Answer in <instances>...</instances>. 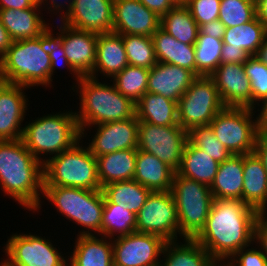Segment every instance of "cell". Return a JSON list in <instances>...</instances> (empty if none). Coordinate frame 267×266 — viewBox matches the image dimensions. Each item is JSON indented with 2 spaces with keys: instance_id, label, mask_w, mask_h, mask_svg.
<instances>
[{
  "instance_id": "d4e9b609",
  "label": "cell",
  "mask_w": 267,
  "mask_h": 266,
  "mask_svg": "<svg viewBox=\"0 0 267 266\" xmlns=\"http://www.w3.org/2000/svg\"><path fill=\"white\" fill-rule=\"evenodd\" d=\"M242 201L259 213L267 210V173L252 152L244 155Z\"/></svg>"
},
{
  "instance_id": "ffe728a7",
  "label": "cell",
  "mask_w": 267,
  "mask_h": 266,
  "mask_svg": "<svg viewBox=\"0 0 267 266\" xmlns=\"http://www.w3.org/2000/svg\"><path fill=\"white\" fill-rule=\"evenodd\" d=\"M97 33L62 23V43L66 57L80 76H89L96 62Z\"/></svg>"
},
{
  "instance_id": "816d5d0a",
  "label": "cell",
  "mask_w": 267,
  "mask_h": 266,
  "mask_svg": "<svg viewBox=\"0 0 267 266\" xmlns=\"http://www.w3.org/2000/svg\"><path fill=\"white\" fill-rule=\"evenodd\" d=\"M253 152L261 160L267 173V134L258 133Z\"/></svg>"
},
{
  "instance_id": "ee69618b",
  "label": "cell",
  "mask_w": 267,
  "mask_h": 266,
  "mask_svg": "<svg viewBox=\"0 0 267 266\" xmlns=\"http://www.w3.org/2000/svg\"><path fill=\"white\" fill-rule=\"evenodd\" d=\"M221 0H184L198 26L217 20Z\"/></svg>"
},
{
  "instance_id": "d6986e66",
  "label": "cell",
  "mask_w": 267,
  "mask_h": 266,
  "mask_svg": "<svg viewBox=\"0 0 267 266\" xmlns=\"http://www.w3.org/2000/svg\"><path fill=\"white\" fill-rule=\"evenodd\" d=\"M225 107L252 108L251 83L244 71V63L221 64L210 75Z\"/></svg>"
},
{
  "instance_id": "603a6c76",
  "label": "cell",
  "mask_w": 267,
  "mask_h": 266,
  "mask_svg": "<svg viewBox=\"0 0 267 266\" xmlns=\"http://www.w3.org/2000/svg\"><path fill=\"white\" fill-rule=\"evenodd\" d=\"M75 238L68 266H113L112 239L101 235H77Z\"/></svg>"
},
{
  "instance_id": "9c48e42d",
  "label": "cell",
  "mask_w": 267,
  "mask_h": 266,
  "mask_svg": "<svg viewBox=\"0 0 267 266\" xmlns=\"http://www.w3.org/2000/svg\"><path fill=\"white\" fill-rule=\"evenodd\" d=\"M255 113L253 108L224 107L209 125L231 154H249L254 151L258 135Z\"/></svg>"
},
{
  "instance_id": "9f6ffc18",
  "label": "cell",
  "mask_w": 267,
  "mask_h": 266,
  "mask_svg": "<svg viewBox=\"0 0 267 266\" xmlns=\"http://www.w3.org/2000/svg\"><path fill=\"white\" fill-rule=\"evenodd\" d=\"M256 17L267 28V0H259L256 2Z\"/></svg>"
},
{
  "instance_id": "44dd1931",
  "label": "cell",
  "mask_w": 267,
  "mask_h": 266,
  "mask_svg": "<svg viewBox=\"0 0 267 266\" xmlns=\"http://www.w3.org/2000/svg\"><path fill=\"white\" fill-rule=\"evenodd\" d=\"M195 78L190 70L157 62L149 70L147 92L178 102Z\"/></svg>"
},
{
  "instance_id": "cb8c5ba5",
  "label": "cell",
  "mask_w": 267,
  "mask_h": 266,
  "mask_svg": "<svg viewBox=\"0 0 267 266\" xmlns=\"http://www.w3.org/2000/svg\"><path fill=\"white\" fill-rule=\"evenodd\" d=\"M40 9L38 2L32 8L0 10L2 25L13 41L36 38L50 25Z\"/></svg>"
},
{
  "instance_id": "8d00e7d4",
  "label": "cell",
  "mask_w": 267,
  "mask_h": 266,
  "mask_svg": "<svg viewBox=\"0 0 267 266\" xmlns=\"http://www.w3.org/2000/svg\"><path fill=\"white\" fill-rule=\"evenodd\" d=\"M222 39L198 32L195 48L196 77L210 76L221 65Z\"/></svg>"
},
{
  "instance_id": "680465c9",
  "label": "cell",
  "mask_w": 267,
  "mask_h": 266,
  "mask_svg": "<svg viewBox=\"0 0 267 266\" xmlns=\"http://www.w3.org/2000/svg\"><path fill=\"white\" fill-rule=\"evenodd\" d=\"M177 4L184 3V0H174Z\"/></svg>"
},
{
  "instance_id": "836d02e7",
  "label": "cell",
  "mask_w": 267,
  "mask_h": 266,
  "mask_svg": "<svg viewBox=\"0 0 267 266\" xmlns=\"http://www.w3.org/2000/svg\"><path fill=\"white\" fill-rule=\"evenodd\" d=\"M102 192L104 203L127 205L128 210L136 215L152 191L135 180H124L103 186Z\"/></svg>"
},
{
  "instance_id": "f5cc1de1",
  "label": "cell",
  "mask_w": 267,
  "mask_h": 266,
  "mask_svg": "<svg viewBox=\"0 0 267 266\" xmlns=\"http://www.w3.org/2000/svg\"><path fill=\"white\" fill-rule=\"evenodd\" d=\"M38 2L39 0H0V10L32 8Z\"/></svg>"
},
{
  "instance_id": "ba28073f",
  "label": "cell",
  "mask_w": 267,
  "mask_h": 266,
  "mask_svg": "<svg viewBox=\"0 0 267 266\" xmlns=\"http://www.w3.org/2000/svg\"><path fill=\"white\" fill-rule=\"evenodd\" d=\"M170 191L177 208L180 234L194 239L204 228L214 201L210 186L175 172Z\"/></svg>"
},
{
  "instance_id": "52a82bcc",
  "label": "cell",
  "mask_w": 267,
  "mask_h": 266,
  "mask_svg": "<svg viewBox=\"0 0 267 266\" xmlns=\"http://www.w3.org/2000/svg\"><path fill=\"white\" fill-rule=\"evenodd\" d=\"M82 142L84 141L80 139L70 149L51 157L43 164V186L102 190L98 178L97 158Z\"/></svg>"
},
{
  "instance_id": "ac0fdd59",
  "label": "cell",
  "mask_w": 267,
  "mask_h": 266,
  "mask_svg": "<svg viewBox=\"0 0 267 266\" xmlns=\"http://www.w3.org/2000/svg\"><path fill=\"white\" fill-rule=\"evenodd\" d=\"M161 18L138 0H114L113 31L121 35L150 36Z\"/></svg>"
},
{
  "instance_id": "8fae6325",
  "label": "cell",
  "mask_w": 267,
  "mask_h": 266,
  "mask_svg": "<svg viewBox=\"0 0 267 266\" xmlns=\"http://www.w3.org/2000/svg\"><path fill=\"white\" fill-rule=\"evenodd\" d=\"M53 241L36 234L15 233L3 247L6 266H68V258ZM55 246V247H54Z\"/></svg>"
},
{
  "instance_id": "f1b7e54d",
  "label": "cell",
  "mask_w": 267,
  "mask_h": 266,
  "mask_svg": "<svg viewBox=\"0 0 267 266\" xmlns=\"http://www.w3.org/2000/svg\"><path fill=\"white\" fill-rule=\"evenodd\" d=\"M178 241L165 243L159 266H219L195 239Z\"/></svg>"
},
{
  "instance_id": "7a4b0ae2",
  "label": "cell",
  "mask_w": 267,
  "mask_h": 266,
  "mask_svg": "<svg viewBox=\"0 0 267 266\" xmlns=\"http://www.w3.org/2000/svg\"><path fill=\"white\" fill-rule=\"evenodd\" d=\"M43 163L26 148L22 139L0 141V186L4 196L28 211L42 208Z\"/></svg>"
},
{
  "instance_id": "b9f144b4",
  "label": "cell",
  "mask_w": 267,
  "mask_h": 266,
  "mask_svg": "<svg viewBox=\"0 0 267 266\" xmlns=\"http://www.w3.org/2000/svg\"><path fill=\"white\" fill-rule=\"evenodd\" d=\"M256 17V3L252 0H221L218 19L226 28L239 26Z\"/></svg>"
},
{
  "instance_id": "74e56055",
  "label": "cell",
  "mask_w": 267,
  "mask_h": 266,
  "mask_svg": "<svg viewBox=\"0 0 267 266\" xmlns=\"http://www.w3.org/2000/svg\"><path fill=\"white\" fill-rule=\"evenodd\" d=\"M149 70L128 65L109 81L123 96L137 103L147 92Z\"/></svg>"
},
{
  "instance_id": "db71d44e",
  "label": "cell",
  "mask_w": 267,
  "mask_h": 266,
  "mask_svg": "<svg viewBox=\"0 0 267 266\" xmlns=\"http://www.w3.org/2000/svg\"><path fill=\"white\" fill-rule=\"evenodd\" d=\"M256 107H258L256 112L258 111L259 113L256 115L258 133L267 134V99L263 100Z\"/></svg>"
},
{
  "instance_id": "c3c4849f",
  "label": "cell",
  "mask_w": 267,
  "mask_h": 266,
  "mask_svg": "<svg viewBox=\"0 0 267 266\" xmlns=\"http://www.w3.org/2000/svg\"><path fill=\"white\" fill-rule=\"evenodd\" d=\"M250 56L241 48H222L221 64L244 63Z\"/></svg>"
},
{
  "instance_id": "4316f807",
  "label": "cell",
  "mask_w": 267,
  "mask_h": 266,
  "mask_svg": "<svg viewBox=\"0 0 267 266\" xmlns=\"http://www.w3.org/2000/svg\"><path fill=\"white\" fill-rule=\"evenodd\" d=\"M244 155L232 154L219 163L217 174L210 186L214 199L242 200Z\"/></svg>"
},
{
  "instance_id": "f907efd6",
  "label": "cell",
  "mask_w": 267,
  "mask_h": 266,
  "mask_svg": "<svg viewBox=\"0 0 267 266\" xmlns=\"http://www.w3.org/2000/svg\"><path fill=\"white\" fill-rule=\"evenodd\" d=\"M225 29V25L219 19L199 26V31L202 34L209 35L216 39H223Z\"/></svg>"
},
{
  "instance_id": "d590c367",
  "label": "cell",
  "mask_w": 267,
  "mask_h": 266,
  "mask_svg": "<svg viewBox=\"0 0 267 266\" xmlns=\"http://www.w3.org/2000/svg\"><path fill=\"white\" fill-rule=\"evenodd\" d=\"M136 232V215L128 206L104 203L102 236L114 239Z\"/></svg>"
},
{
  "instance_id": "4fadbf2b",
  "label": "cell",
  "mask_w": 267,
  "mask_h": 266,
  "mask_svg": "<svg viewBox=\"0 0 267 266\" xmlns=\"http://www.w3.org/2000/svg\"><path fill=\"white\" fill-rule=\"evenodd\" d=\"M188 131L179 124L158 126L139 121L137 149L153 154L175 172L181 164Z\"/></svg>"
},
{
  "instance_id": "7c38bea8",
  "label": "cell",
  "mask_w": 267,
  "mask_h": 266,
  "mask_svg": "<svg viewBox=\"0 0 267 266\" xmlns=\"http://www.w3.org/2000/svg\"><path fill=\"white\" fill-rule=\"evenodd\" d=\"M136 232L154 234L165 241L185 239L180 234L177 208L171 191L151 192L136 214ZM179 237H178V236Z\"/></svg>"
},
{
  "instance_id": "e0dca14e",
  "label": "cell",
  "mask_w": 267,
  "mask_h": 266,
  "mask_svg": "<svg viewBox=\"0 0 267 266\" xmlns=\"http://www.w3.org/2000/svg\"><path fill=\"white\" fill-rule=\"evenodd\" d=\"M114 0H73L60 21L75 29L102 34L113 31Z\"/></svg>"
},
{
  "instance_id": "11a10c76",
  "label": "cell",
  "mask_w": 267,
  "mask_h": 266,
  "mask_svg": "<svg viewBox=\"0 0 267 266\" xmlns=\"http://www.w3.org/2000/svg\"><path fill=\"white\" fill-rule=\"evenodd\" d=\"M13 40L11 39L7 29L2 25L0 20V58L11 47Z\"/></svg>"
},
{
  "instance_id": "484cf974",
  "label": "cell",
  "mask_w": 267,
  "mask_h": 266,
  "mask_svg": "<svg viewBox=\"0 0 267 266\" xmlns=\"http://www.w3.org/2000/svg\"><path fill=\"white\" fill-rule=\"evenodd\" d=\"M175 171L153 154L137 149L133 180L152 192L170 191Z\"/></svg>"
},
{
  "instance_id": "83f0119b",
  "label": "cell",
  "mask_w": 267,
  "mask_h": 266,
  "mask_svg": "<svg viewBox=\"0 0 267 266\" xmlns=\"http://www.w3.org/2000/svg\"><path fill=\"white\" fill-rule=\"evenodd\" d=\"M157 62L190 70L196 76L194 45H187L169 35L161 27L152 35Z\"/></svg>"
},
{
  "instance_id": "1f68e13d",
  "label": "cell",
  "mask_w": 267,
  "mask_h": 266,
  "mask_svg": "<svg viewBox=\"0 0 267 266\" xmlns=\"http://www.w3.org/2000/svg\"><path fill=\"white\" fill-rule=\"evenodd\" d=\"M218 167L219 163L217 161L208 156L205 151L193 146L187 141L181 158L180 167L176 173L211 186L217 174Z\"/></svg>"
},
{
  "instance_id": "5bb4252c",
  "label": "cell",
  "mask_w": 267,
  "mask_h": 266,
  "mask_svg": "<svg viewBox=\"0 0 267 266\" xmlns=\"http://www.w3.org/2000/svg\"><path fill=\"white\" fill-rule=\"evenodd\" d=\"M166 242L158 235L139 232L114 238L113 266H159Z\"/></svg>"
},
{
  "instance_id": "60d3db41",
  "label": "cell",
  "mask_w": 267,
  "mask_h": 266,
  "mask_svg": "<svg viewBox=\"0 0 267 266\" xmlns=\"http://www.w3.org/2000/svg\"><path fill=\"white\" fill-rule=\"evenodd\" d=\"M188 141L195 147L205 151L218 163L227 160L232 154L216 138L210 125L194 126L188 131Z\"/></svg>"
},
{
  "instance_id": "30bf717a",
  "label": "cell",
  "mask_w": 267,
  "mask_h": 266,
  "mask_svg": "<svg viewBox=\"0 0 267 266\" xmlns=\"http://www.w3.org/2000/svg\"><path fill=\"white\" fill-rule=\"evenodd\" d=\"M225 107L210 76H197L177 102L178 124L189 131L209 125Z\"/></svg>"
},
{
  "instance_id": "ab89813d",
  "label": "cell",
  "mask_w": 267,
  "mask_h": 266,
  "mask_svg": "<svg viewBox=\"0 0 267 266\" xmlns=\"http://www.w3.org/2000/svg\"><path fill=\"white\" fill-rule=\"evenodd\" d=\"M122 39L129 65L151 69L157 64L152 37L122 35Z\"/></svg>"
},
{
  "instance_id": "bcb514c9",
  "label": "cell",
  "mask_w": 267,
  "mask_h": 266,
  "mask_svg": "<svg viewBox=\"0 0 267 266\" xmlns=\"http://www.w3.org/2000/svg\"><path fill=\"white\" fill-rule=\"evenodd\" d=\"M254 244L267 258V214L259 213L254 226Z\"/></svg>"
},
{
  "instance_id": "4dcf8cb0",
  "label": "cell",
  "mask_w": 267,
  "mask_h": 266,
  "mask_svg": "<svg viewBox=\"0 0 267 266\" xmlns=\"http://www.w3.org/2000/svg\"><path fill=\"white\" fill-rule=\"evenodd\" d=\"M136 116L139 121L158 126L178 125L177 102L146 92L136 103Z\"/></svg>"
},
{
  "instance_id": "f35d334b",
  "label": "cell",
  "mask_w": 267,
  "mask_h": 266,
  "mask_svg": "<svg viewBox=\"0 0 267 266\" xmlns=\"http://www.w3.org/2000/svg\"><path fill=\"white\" fill-rule=\"evenodd\" d=\"M59 23V25L57 23L56 27V29H58V32H54L55 30L53 29V27L55 26H52V24H50L51 26H48L40 34L41 48L44 52L49 54L51 59V87L53 86L52 82L54 78L52 76H54V73L56 72L55 70L58 69L60 65H63V67L69 70V72H71L70 74L73 73V78L76 81L75 83H73L74 85L77 84L81 79V76L73 69L66 57L62 43V22ZM61 62H63L64 64H61Z\"/></svg>"
},
{
  "instance_id": "5b68a950",
  "label": "cell",
  "mask_w": 267,
  "mask_h": 266,
  "mask_svg": "<svg viewBox=\"0 0 267 266\" xmlns=\"http://www.w3.org/2000/svg\"><path fill=\"white\" fill-rule=\"evenodd\" d=\"M0 74L4 82L32 87H51V59L36 38L13 41L0 58Z\"/></svg>"
},
{
  "instance_id": "7dc6e473",
  "label": "cell",
  "mask_w": 267,
  "mask_h": 266,
  "mask_svg": "<svg viewBox=\"0 0 267 266\" xmlns=\"http://www.w3.org/2000/svg\"><path fill=\"white\" fill-rule=\"evenodd\" d=\"M64 2V3H63ZM73 4V0H39V5L42 11H46V9L48 10L47 14L53 12V14L57 15L58 17H60L61 21L65 15L68 14V12L71 10ZM53 8V9H52ZM66 12H65V11ZM50 11V12H49Z\"/></svg>"
},
{
  "instance_id": "6f0895ef",
  "label": "cell",
  "mask_w": 267,
  "mask_h": 266,
  "mask_svg": "<svg viewBox=\"0 0 267 266\" xmlns=\"http://www.w3.org/2000/svg\"><path fill=\"white\" fill-rule=\"evenodd\" d=\"M255 57H257L262 63L267 65V36L265 37L261 47L258 49Z\"/></svg>"
},
{
  "instance_id": "681fc988",
  "label": "cell",
  "mask_w": 267,
  "mask_h": 266,
  "mask_svg": "<svg viewBox=\"0 0 267 266\" xmlns=\"http://www.w3.org/2000/svg\"><path fill=\"white\" fill-rule=\"evenodd\" d=\"M160 18L170 11L177 3L174 0H138Z\"/></svg>"
},
{
  "instance_id": "8992f818",
  "label": "cell",
  "mask_w": 267,
  "mask_h": 266,
  "mask_svg": "<svg viewBox=\"0 0 267 266\" xmlns=\"http://www.w3.org/2000/svg\"><path fill=\"white\" fill-rule=\"evenodd\" d=\"M42 199L53 204L59 214L83 227L79 235H101L104 194L102 190H87L63 186H43Z\"/></svg>"
},
{
  "instance_id": "2e32d148",
  "label": "cell",
  "mask_w": 267,
  "mask_h": 266,
  "mask_svg": "<svg viewBox=\"0 0 267 266\" xmlns=\"http://www.w3.org/2000/svg\"><path fill=\"white\" fill-rule=\"evenodd\" d=\"M28 87L0 81V141L20 140L27 116L28 98L24 90Z\"/></svg>"
},
{
  "instance_id": "7402d4cb",
  "label": "cell",
  "mask_w": 267,
  "mask_h": 266,
  "mask_svg": "<svg viewBox=\"0 0 267 266\" xmlns=\"http://www.w3.org/2000/svg\"><path fill=\"white\" fill-rule=\"evenodd\" d=\"M128 65L122 35L114 31L98 34L96 62L89 77L98 79L100 73L103 79H112Z\"/></svg>"
},
{
  "instance_id": "91938a15",
  "label": "cell",
  "mask_w": 267,
  "mask_h": 266,
  "mask_svg": "<svg viewBox=\"0 0 267 266\" xmlns=\"http://www.w3.org/2000/svg\"><path fill=\"white\" fill-rule=\"evenodd\" d=\"M0 266H6V265L2 262V260H1V262H0Z\"/></svg>"
},
{
  "instance_id": "7bdbcfd3",
  "label": "cell",
  "mask_w": 267,
  "mask_h": 266,
  "mask_svg": "<svg viewBox=\"0 0 267 266\" xmlns=\"http://www.w3.org/2000/svg\"><path fill=\"white\" fill-rule=\"evenodd\" d=\"M244 71L251 83L252 108L267 99V65L257 57L250 56L244 62Z\"/></svg>"
},
{
  "instance_id": "277c9868",
  "label": "cell",
  "mask_w": 267,
  "mask_h": 266,
  "mask_svg": "<svg viewBox=\"0 0 267 266\" xmlns=\"http://www.w3.org/2000/svg\"><path fill=\"white\" fill-rule=\"evenodd\" d=\"M80 139L81 132L72 109L44 114L29 121L24 126L22 136L26 148L43 164L51 157L70 149Z\"/></svg>"
},
{
  "instance_id": "9a60e30c",
  "label": "cell",
  "mask_w": 267,
  "mask_h": 266,
  "mask_svg": "<svg viewBox=\"0 0 267 266\" xmlns=\"http://www.w3.org/2000/svg\"><path fill=\"white\" fill-rule=\"evenodd\" d=\"M138 126L137 116L126 120L88 126L81 131V139L86 137V130L93 129L91 127L96 129L94 130L95 135H92L90 137L92 139L87 143L90 152L95 157L120 150L137 149Z\"/></svg>"
},
{
  "instance_id": "f546056e",
  "label": "cell",
  "mask_w": 267,
  "mask_h": 266,
  "mask_svg": "<svg viewBox=\"0 0 267 266\" xmlns=\"http://www.w3.org/2000/svg\"><path fill=\"white\" fill-rule=\"evenodd\" d=\"M136 157L137 149L120 150L96 157L101 188L112 182L133 180Z\"/></svg>"
},
{
  "instance_id": "e575fe53",
  "label": "cell",
  "mask_w": 267,
  "mask_h": 266,
  "mask_svg": "<svg viewBox=\"0 0 267 266\" xmlns=\"http://www.w3.org/2000/svg\"><path fill=\"white\" fill-rule=\"evenodd\" d=\"M160 27L184 44L196 43L199 26L184 3L176 4L162 16Z\"/></svg>"
},
{
  "instance_id": "d6a6232c",
  "label": "cell",
  "mask_w": 267,
  "mask_h": 266,
  "mask_svg": "<svg viewBox=\"0 0 267 266\" xmlns=\"http://www.w3.org/2000/svg\"><path fill=\"white\" fill-rule=\"evenodd\" d=\"M267 36V28L255 17L253 20L225 29L222 48H241L255 56Z\"/></svg>"
},
{
  "instance_id": "3957f363",
  "label": "cell",
  "mask_w": 267,
  "mask_h": 266,
  "mask_svg": "<svg viewBox=\"0 0 267 266\" xmlns=\"http://www.w3.org/2000/svg\"><path fill=\"white\" fill-rule=\"evenodd\" d=\"M99 81L89 76H81L80 81L71 86L76 95L79 93V111L75 110V115L80 132L88 126L136 116V103L123 96L113 83Z\"/></svg>"
},
{
  "instance_id": "6da1fadb",
  "label": "cell",
  "mask_w": 267,
  "mask_h": 266,
  "mask_svg": "<svg viewBox=\"0 0 267 266\" xmlns=\"http://www.w3.org/2000/svg\"><path fill=\"white\" fill-rule=\"evenodd\" d=\"M259 212L239 199H214L206 224L194 238L219 264L254 244Z\"/></svg>"
},
{
  "instance_id": "f6af8a7d",
  "label": "cell",
  "mask_w": 267,
  "mask_h": 266,
  "mask_svg": "<svg viewBox=\"0 0 267 266\" xmlns=\"http://www.w3.org/2000/svg\"><path fill=\"white\" fill-rule=\"evenodd\" d=\"M253 244L237 251L224 265L225 266H267V258L260 248ZM251 247V248H250Z\"/></svg>"
}]
</instances>
